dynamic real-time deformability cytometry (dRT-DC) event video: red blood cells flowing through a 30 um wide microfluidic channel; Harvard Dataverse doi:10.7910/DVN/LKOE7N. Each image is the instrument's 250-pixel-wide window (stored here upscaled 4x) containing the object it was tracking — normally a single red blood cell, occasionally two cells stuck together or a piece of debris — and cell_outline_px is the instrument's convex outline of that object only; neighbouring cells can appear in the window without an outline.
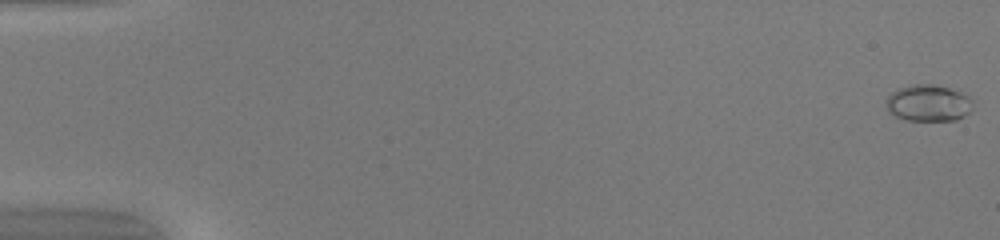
{"species": "common noctule bat (a hibernating species)", "species_latin": "Nyctalus noctula", "temperature_condition": "warm", "stored_images_in_passage": 51, "camera_frame_rate_fps": 3000, "um_per_image_px": 0.085, "animal": {"sex": "female", "body_mass_g": 20.0, "forearm_length_mm": 54.0}, "frame": {"image": 1, "passage_image": 1, "time_ms": 0.0, "image_size_px": [1000, 240], "cell_outline_px": [[972, 108], [964, 116], [956, 120], [908, 120], [896, 116], [888, 112], [884, 104], [888, 96], [892, 92], [900, 88], [912, 84], [932, 84], [948, 88], [960, 92], [968, 96], [972, 100]], "centroid_in_image_um": [78.88, 8.76], "position_along_channel_um": 6.1, "area_um2": 18.44}}
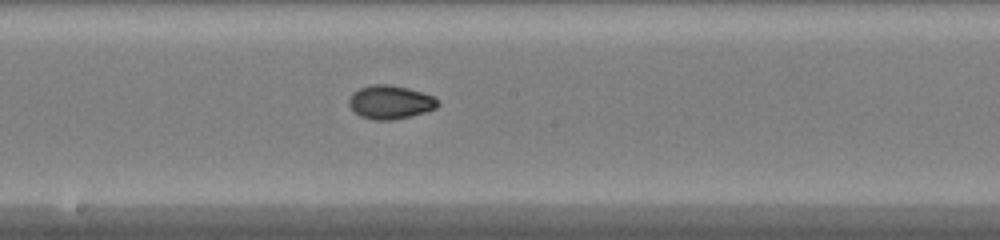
{"frame": {"image": 2, "passage_image": 29, "time_ms": 9.333, "image_size_px": [1000, 240], "cell_outline_px": [[440, 104], [436, 108], [424, 112], [392, 120], [372, 120], [360, 116], [348, 104], [348, 100], [352, 92], [360, 88], [372, 84], [388, 84], [408, 88], [432, 96], [440, 100]], "centroid_in_image_um": [33.16, 8.68], "position_along_channel_um": 215.0, "area_um2": 17.34}}
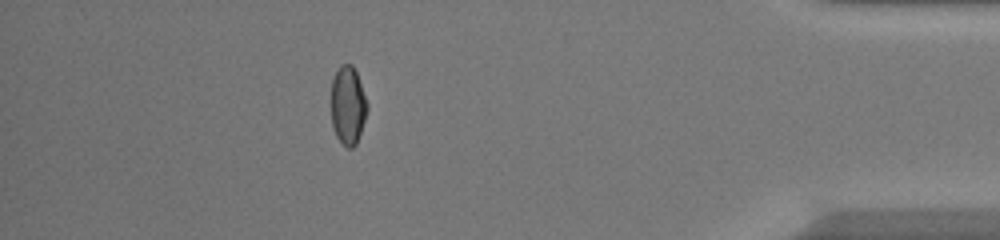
{"frame": {"image": 3, "passage_image": 46, "time_ms": 15.0, "image_size_px": [1000, 240], "cell_outline_px": [[368, 108], [356, 144], [352, 148], [348, 148], [336, 136], [332, 124], [332, 80], [340, 64], [352, 64], [356, 72], [368, 104]], "centroid_in_image_um": [29.57, 8.94], "position_along_channel_um": 405.6, "area_um2": 16.18}, "authors_computed_cell_mechanics": {"area_um2": 16.7042, "velocity_mm_per_s": 4.1347, "shape_relaxation_time_tau1_ms": 10.5038, "shape_relaxation_time_tau2_ms": 1.439, "deformation_change_tau1": 0.2909, "deformation_change_tau2": 0.0366}}